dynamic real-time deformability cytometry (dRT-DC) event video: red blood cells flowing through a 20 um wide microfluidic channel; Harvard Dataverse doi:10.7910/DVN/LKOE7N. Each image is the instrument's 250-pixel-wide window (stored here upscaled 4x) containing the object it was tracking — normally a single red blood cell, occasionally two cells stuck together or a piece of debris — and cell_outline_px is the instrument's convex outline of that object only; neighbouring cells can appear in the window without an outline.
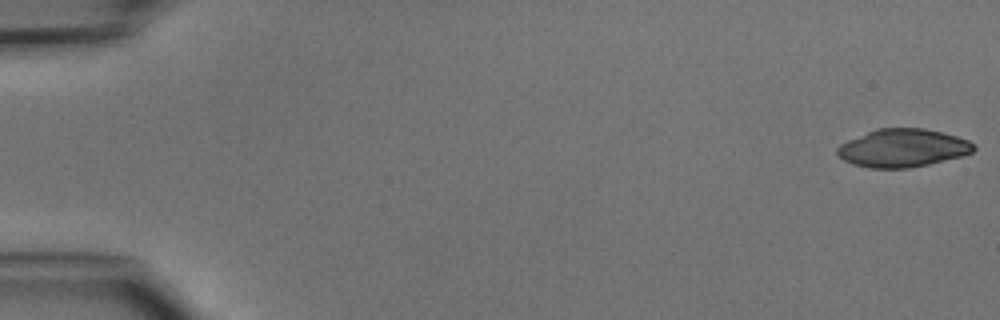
{"species": "common noctule bat (a hibernating species)", "species_latin": "Nyctalus noctula", "temperature_condition": "cold", "stored_images_in_passage": 47, "camera_frame_rate_fps": 3000, "um_per_image_px": 0.085, "animal": {"sex": "male", "body_mass_g": 15.6}, "frame": {"image": 1, "passage_image": 1, "time_ms": 0.0, "image_size_px": [1000, 320], "cell_outline_px": [[976, 148], [972, 152], [960, 156], [928, 164], [908, 168], [868, 168], [852, 164], [844, 160], [836, 152], [836, 148], [840, 144], [848, 140], [876, 128], [924, 128], [944, 132], [968, 140]], "centroid_in_image_um": [76.7, 12.57], "position_along_channel_um": 8.3, "area_um2": 30.17}}